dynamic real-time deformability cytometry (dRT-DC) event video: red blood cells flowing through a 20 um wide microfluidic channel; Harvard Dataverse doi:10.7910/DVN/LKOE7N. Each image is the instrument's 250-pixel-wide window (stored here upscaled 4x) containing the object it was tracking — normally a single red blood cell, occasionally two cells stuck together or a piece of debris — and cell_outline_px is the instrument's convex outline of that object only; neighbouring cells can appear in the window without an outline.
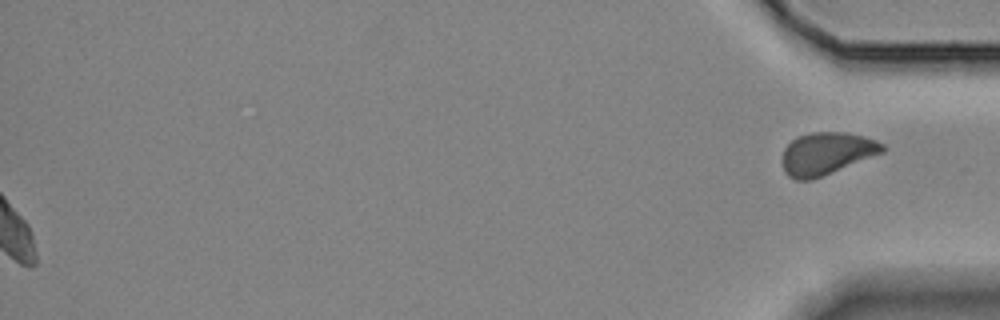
{"species": "Egyptian fruit bat (a non-hibernating species)", "species_latin": "Rousettus aegyptiacus", "temperature_condition": "room temperature", "stored_images_in_passage": 40, "segment_of_instrument_passage": [2, 2], "camera_frame_rate_fps": 3000, "um_per_image_px": 0.085, "animal": {"sex": "female"}, "frame": {"image": 1, "passage_image": 40, "time_ms": 13.0, "image_size_px": [1000, 320], "cell_outline_px": [[888, 148], [884, 152], [812, 180], [796, 180], [788, 176], [784, 172], [780, 160], [784, 148], [796, 136], [812, 132], [844, 132], [864, 136], [876, 140], [884, 144]], "centroid_in_image_um": [70.23, 13.05], "position_along_channel_um": 365.0, "area_um2": 25.09}}